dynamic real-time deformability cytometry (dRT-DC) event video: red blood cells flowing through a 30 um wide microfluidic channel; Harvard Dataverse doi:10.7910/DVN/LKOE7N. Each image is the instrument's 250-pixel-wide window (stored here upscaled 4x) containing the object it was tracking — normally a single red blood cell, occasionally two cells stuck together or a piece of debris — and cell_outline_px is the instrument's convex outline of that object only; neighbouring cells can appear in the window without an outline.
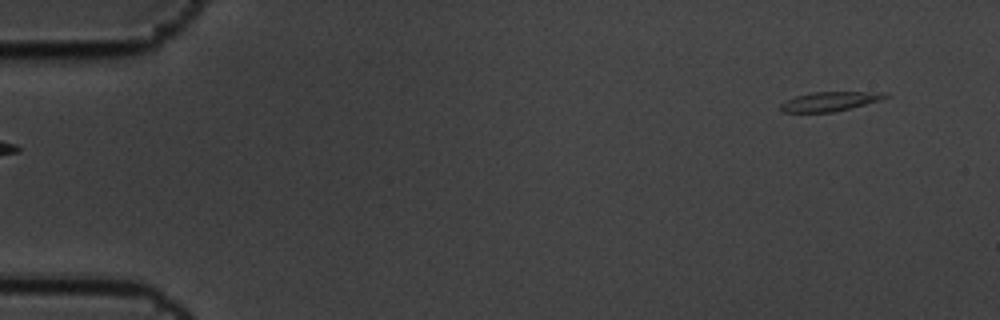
{"species": "common noctule bat (a hibernating species)", "species_latin": "Nyctalus noctula", "temperature_condition": "cold", "stored_images_in_passage": 6, "segment_of_instrument_passage": [2, 2], "camera_frame_rate_fps": 3000, "um_per_image_px": 0.085, "animal": {"sex": "male", "body_mass_g": 19.5, "forearm_length_mm": 54.6}, "frame": {"image": 1, "passage_image": 6, "time_ms": 1.667, "image_size_px": [1000, 320], "cell_outline_px": [[892, 96], [880, 100], [832, 112], [784, 112], [780, 108], [780, 104], [796, 96], [812, 92], [888, 92]], "centroid_in_image_um": [70.58, 8.61], "position_along_channel_um": 14.4, "area_um2": 11.62}}